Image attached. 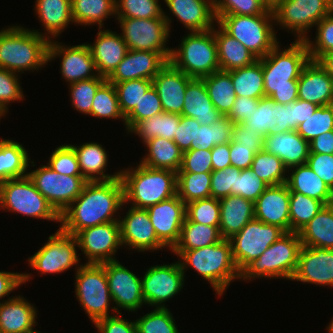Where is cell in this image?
I'll return each mask as SVG.
<instances>
[{"label":"cell","instance_id":"6da1fadb","mask_svg":"<svg viewBox=\"0 0 333 333\" xmlns=\"http://www.w3.org/2000/svg\"><path fill=\"white\" fill-rule=\"evenodd\" d=\"M120 178L87 182L82 193L61 213L59 228L73 236L96 225L119 221L117 211L124 207Z\"/></svg>","mask_w":333,"mask_h":333},{"label":"cell","instance_id":"7a4b0ae2","mask_svg":"<svg viewBox=\"0 0 333 333\" xmlns=\"http://www.w3.org/2000/svg\"><path fill=\"white\" fill-rule=\"evenodd\" d=\"M279 44L259 60L262 63L265 96L277 103L288 104L298 99V78L310 55L304 40H294L284 50Z\"/></svg>","mask_w":333,"mask_h":333},{"label":"cell","instance_id":"3957f363","mask_svg":"<svg viewBox=\"0 0 333 333\" xmlns=\"http://www.w3.org/2000/svg\"><path fill=\"white\" fill-rule=\"evenodd\" d=\"M44 31L12 25L0 30V68L16 74L39 71L48 65L49 40Z\"/></svg>","mask_w":333,"mask_h":333},{"label":"cell","instance_id":"277c9868","mask_svg":"<svg viewBox=\"0 0 333 333\" xmlns=\"http://www.w3.org/2000/svg\"><path fill=\"white\" fill-rule=\"evenodd\" d=\"M171 253L178 256L184 273L188 267L193 268L220 297L232 281L240 279V271L233 261L231 243L227 239L199 249L171 250Z\"/></svg>","mask_w":333,"mask_h":333},{"label":"cell","instance_id":"5b68a950","mask_svg":"<svg viewBox=\"0 0 333 333\" xmlns=\"http://www.w3.org/2000/svg\"><path fill=\"white\" fill-rule=\"evenodd\" d=\"M124 203L146 209L177 195V173L146 167L141 163L135 167L120 169Z\"/></svg>","mask_w":333,"mask_h":333},{"label":"cell","instance_id":"8992f818","mask_svg":"<svg viewBox=\"0 0 333 333\" xmlns=\"http://www.w3.org/2000/svg\"><path fill=\"white\" fill-rule=\"evenodd\" d=\"M301 247L299 233L286 232L240 272V280L244 282L253 281L255 278L291 280L297 268Z\"/></svg>","mask_w":333,"mask_h":333},{"label":"cell","instance_id":"52a82bcc","mask_svg":"<svg viewBox=\"0 0 333 333\" xmlns=\"http://www.w3.org/2000/svg\"><path fill=\"white\" fill-rule=\"evenodd\" d=\"M185 35L179 47L171 49L169 62L191 78L201 79L220 71L213 28Z\"/></svg>","mask_w":333,"mask_h":333},{"label":"cell","instance_id":"ba28073f","mask_svg":"<svg viewBox=\"0 0 333 333\" xmlns=\"http://www.w3.org/2000/svg\"><path fill=\"white\" fill-rule=\"evenodd\" d=\"M217 23L258 59L265 57L280 42L270 8L260 15H221Z\"/></svg>","mask_w":333,"mask_h":333},{"label":"cell","instance_id":"9c48e42d","mask_svg":"<svg viewBox=\"0 0 333 333\" xmlns=\"http://www.w3.org/2000/svg\"><path fill=\"white\" fill-rule=\"evenodd\" d=\"M0 209L60 223V215L27 176L0 182Z\"/></svg>","mask_w":333,"mask_h":333},{"label":"cell","instance_id":"30bf717a","mask_svg":"<svg viewBox=\"0 0 333 333\" xmlns=\"http://www.w3.org/2000/svg\"><path fill=\"white\" fill-rule=\"evenodd\" d=\"M75 272L76 300L90 321L94 324L101 318L115 315L109 311L113 301L104 266L84 263Z\"/></svg>","mask_w":333,"mask_h":333},{"label":"cell","instance_id":"8fae6325","mask_svg":"<svg viewBox=\"0 0 333 333\" xmlns=\"http://www.w3.org/2000/svg\"><path fill=\"white\" fill-rule=\"evenodd\" d=\"M272 11L277 27L291 31L296 40H305L310 29L333 11V5L328 0H283Z\"/></svg>","mask_w":333,"mask_h":333},{"label":"cell","instance_id":"7c38bea8","mask_svg":"<svg viewBox=\"0 0 333 333\" xmlns=\"http://www.w3.org/2000/svg\"><path fill=\"white\" fill-rule=\"evenodd\" d=\"M164 17L152 19L143 18H115L118 20L120 35L127 48L131 50H144L154 52H171L166 46L171 32V19L163 10Z\"/></svg>","mask_w":333,"mask_h":333},{"label":"cell","instance_id":"4fadbf2b","mask_svg":"<svg viewBox=\"0 0 333 333\" xmlns=\"http://www.w3.org/2000/svg\"><path fill=\"white\" fill-rule=\"evenodd\" d=\"M46 242L34 255L28 258V266L31 269L38 271L42 276L44 274H60L73 266L75 271L80 268L82 264H80L81 259L77 254L79 248L75 236L59 228L48 237Z\"/></svg>","mask_w":333,"mask_h":333},{"label":"cell","instance_id":"5bb4252c","mask_svg":"<svg viewBox=\"0 0 333 333\" xmlns=\"http://www.w3.org/2000/svg\"><path fill=\"white\" fill-rule=\"evenodd\" d=\"M285 233L277 225L263 223L255 218L249 221L237 234L228 239L237 269L241 272Z\"/></svg>","mask_w":333,"mask_h":333},{"label":"cell","instance_id":"9a60e30c","mask_svg":"<svg viewBox=\"0 0 333 333\" xmlns=\"http://www.w3.org/2000/svg\"><path fill=\"white\" fill-rule=\"evenodd\" d=\"M27 175L59 215L82 193L88 182L83 176L61 175L47 165L36 167Z\"/></svg>","mask_w":333,"mask_h":333},{"label":"cell","instance_id":"2e32d148","mask_svg":"<svg viewBox=\"0 0 333 333\" xmlns=\"http://www.w3.org/2000/svg\"><path fill=\"white\" fill-rule=\"evenodd\" d=\"M185 275L179 261L146 269L143 277L141 276L145 305L167 308L166 302L183 289Z\"/></svg>","mask_w":333,"mask_h":333},{"label":"cell","instance_id":"e0dca14e","mask_svg":"<svg viewBox=\"0 0 333 333\" xmlns=\"http://www.w3.org/2000/svg\"><path fill=\"white\" fill-rule=\"evenodd\" d=\"M101 264L107 275L112 305H115L110 307V311L116 312V314L121 313V310L135 313L141 309L145 305L142 295V279L118 260Z\"/></svg>","mask_w":333,"mask_h":333},{"label":"cell","instance_id":"ac0fdd59","mask_svg":"<svg viewBox=\"0 0 333 333\" xmlns=\"http://www.w3.org/2000/svg\"><path fill=\"white\" fill-rule=\"evenodd\" d=\"M75 237L78 248L88 259L86 263L101 264L115 261L116 252L120 246L122 247L119 221L83 229Z\"/></svg>","mask_w":333,"mask_h":333},{"label":"cell","instance_id":"d6986e66","mask_svg":"<svg viewBox=\"0 0 333 333\" xmlns=\"http://www.w3.org/2000/svg\"><path fill=\"white\" fill-rule=\"evenodd\" d=\"M61 57L60 73L68 84L101 77L87 43L69 46L56 40L48 45V62Z\"/></svg>","mask_w":333,"mask_h":333},{"label":"cell","instance_id":"ffe728a7","mask_svg":"<svg viewBox=\"0 0 333 333\" xmlns=\"http://www.w3.org/2000/svg\"><path fill=\"white\" fill-rule=\"evenodd\" d=\"M125 216L119 214L122 247L139 252L157 251L166 247L158 240L146 209L130 206Z\"/></svg>","mask_w":333,"mask_h":333},{"label":"cell","instance_id":"44dd1931","mask_svg":"<svg viewBox=\"0 0 333 333\" xmlns=\"http://www.w3.org/2000/svg\"><path fill=\"white\" fill-rule=\"evenodd\" d=\"M158 240L170 251L180 238L186 218V204L175 195L146 208Z\"/></svg>","mask_w":333,"mask_h":333},{"label":"cell","instance_id":"7402d4cb","mask_svg":"<svg viewBox=\"0 0 333 333\" xmlns=\"http://www.w3.org/2000/svg\"><path fill=\"white\" fill-rule=\"evenodd\" d=\"M171 52H154L129 49L112 74L106 79L109 83L126 80H152L169 62Z\"/></svg>","mask_w":333,"mask_h":333},{"label":"cell","instance_id":"603a6c76","mask_svg":"<svg viewBox=\"0 0 333 333\" xmlns=\"http://www.w3.org/2000/svg\"><path fill=\"white\" fill-rule=\"evenodd\" d=\"M291 281L333 288V249L302 246Z\"/></svg>","mask_w":333,"mask_h":333},{"label":"cell","instance_id":"cb8c5ba5","mask_svg":"<svg viewBox=\"0 0 333 333\" xmlns=\"http://www.w3.org/2000/svg\"><path fill=\"white\" fill-rule=\"evenodd\" d=\"M289 202L290 190L285 183L270 185L254 202L255 219L290 232Z\"/></svg>","mask_w":333,"mask_h":333},{"label":"cell","instance_id":"d4e9b609","mask_svg":"<svg viewBox=\"0 0 333 333\" xmlns=\"http://www.w3.org/2000/svg\"><path fill=\"white\" fill-rule=\"evenodd\" d=\"M192 79L170 62L157 73L152 85L159 95L163 112L182 113L187 85Z\"/></svg>","mask_w":333,"mask_h":333},{"label":"cell","instance_id":"484cf974","mask_svg":"<svg viewBox=\"0 0 333 333\" xmlns=\"http://www.w3.org/2000/svg\"><path fill=\"white\" fill-rule=\"evenodd\" d=\"M97 37L94 43L87 42L98 74L108 78L123 60L127 51V45L120 33L110 29L98 28Z\"/></svg>","mask_w":333,"mask_h":333},{"label":"cell","instance_id":"4316f807","mask_svg":"<svg viewBox=\"0 0 333 333\" xmlns=\"http://www.w3.org/2000/svg\"><path fill=\"white\" fill-rule=\"evenodd\" d=\"M298 99L318 106L333 104V79L317 60H309L298 78Z\"/></svg>","mask_w":333,"mask_h":333},{"label":"cell","instance_id":"83f0119b","mask_svg":"<svg viewBox=\"0 0 333 333\" xmlns=\"http://www.w3.org/2000/svg\"><path fill=\"white\" fill-rule=\"evenodd\" d=\"M263 150L276 155L289 169L293 166L306 164L310 146L296 130L285 133H270L264 137Z\"/></svg>","mask_w":333,"mask_h":333},{"label":"cell","instance_id":"f1b7e54d","mask_svg":"<svg viewBox=\"0 0 333 333\" xmlns=\"http://www.w3.org/2000/svg\"><path fill=\"white\" fill-rule=\"evenodd\" d=\"M164 4L189 32L208 31L217 22L214 7L205 0H164Z\"/></svg>","mask_w":333,"mask_h":333},{"label":"cell","instance_id":"f546056e","mask_svg":"<svg viewBox=\"0 0 333 333\" xmlns=\"http://www.w3.org/2000/svg\"><path fill=\"white\" fill-rule=\"evenodd\" d=\"M38 310L21 295L0 303V333H27L34 330Z\"/></svg>","mask_w":333,"mask_h":333},{"label":"cell","instance_id":"4dcf8cb0","mask_svg":"<svg viewBox=\"0 0 333 333\" xmlns=\"http://www.w3.org/2000/svg\"><path fill=\"white\" fill-rule=\"evenodd\" d=\"M219 230L223 239H230L255 218L254 202L239 195L219 199Z\"/></svg>","mask_w":333,"mask_h":333},{"label":"cell","instance_id":"1f68e13d","mask_svg":"<svg viewBox=\"0 0 333 333\" xmlns=\"http://www.w3.org/2000/svg\"><path fill=\"white\" fill-rule=\"evenodd\" d=\"M75 151L82 176L88 182L109 181L120 178V171L106 174L108 157L105 148L97 142H84L82 145L69 144Z\"/></svg>","mask_w":333,"mask_h":333},{"label":"cell","instance_id":"d6a6232c","mask_svg":"<svg viewBox=\"0 0 333 333\" xmlns=\"http://www.w3.org/2000/svg\"><path fill=\"white\" fill-rule=\"evenodd\" d=\"M35 15L44 27L42 35L56 39L69 24H74L71 0H35Z\"/></svg>","mask_w":333,"mask_h":333},{"label":"cell","instance_id":"836d02e7","mask_svg":"<svg viewBox=\"0 0 333 333\" xmlns=\"http://www.w3.org/2000/svg\"><path fill=\"white\" fill-rule=\"evenodd\" d=\"M180 115L194 118L201 125H212L223 116L210 100L204 81L197 78L187 85Z\"/></svg>","mask_w":333,"mask_h":333},{"label":"cell","instance_id":"e575fe53","mask_svg":"<svg viewBox=\"0 0 333 333\" xmlns=\"http://www.w3.org/2000/svg\"><path fill=\"white\" fill-rule=\"evenodd\" d=\"M218 26L217 29L215 28ZM213 28L221 71H232L253 64L258 58L245 45L229 35L217 22Z\"/></svg>","mask_w":333,"mask_h":333},{"label":"cell","instance_id":"d590c367","mask_svg":"<svg viewBox=\"0 0 333 333\" xmlns=\"http://www.w3.org/2000/svg\"><path fill=\"white\" fill-rule=\"evenodd\" d=\"M286 185L290 192H298L328 205L331 189L307 164L293 166L287 170ZM290 173V174H289Z\"/></svg>","mask_w":333,"mask_h":333},{"label":"cell","instance_id":"8d00e7d4","mask_svg":"<svg viewBox=\"0 0 333 333\" xmlns=\"http://www.w3.org/2000/svg\"><path fill=\"white\" fill-rule=\"evenodd\" d=\"M144 147H147V150L146 155L140 159L139 163L142 165L175 173L180 170L183 152L173 140L155 137L144 143Z\"/></svg>","mask_w":333,"mask_h":333},{"label":"cell","instance_id":"74e56055","mask_svg":"<svg viewBox=\"0 0 333 333\" xmlns=\"http://www.w3.org/2000/svg\"><path fill=\"white\" fill-rule=\"evenodd\" d=\"M30 163L35 166L20 142L0 138V182L27 176Z\"/></svg>","mask_w":333,"mask_h":333},{"label":"cell","instance_id":"f35d334b","mask_svg":"<svg viewBox=\"0 0 333 333\" xmlns=\"http://www.w3.org/2000/svg\"><path fill=\"white\" fill-rule=\"evenodd\" d=\"M298 233L302 246L333 249V208L323 206Z\"/></svg>","mask_w":333,"mask_h":333},{"label":"cell","instance_id":"ab89813d","mask_svg":"<svg viewBox=\"0 0 333 333\" xmlns=\"http://www.w3.org/2000/svg\"><path fill=\"white\" fill-rule=\"evenodd\" d=\"M71 7L73 22L78 26L96 24L103 29V21L111 16L116 17L115 0H71Z\"/></svg>","mask_w":333,"mask_h":333},{"label":"cell","instance_id":"60d3db41","mask_svg":"<svg viewBox=\"0 0 333 333\" xmlns=\"http://www.w3.org/2000/svg\"><path fill=\"white\" fill-rule=\"evenodd\" d=\"M180 123V114L162 112L137 122L127 133L137 135L144 143L155 137L173 140Z\"/></svg>","mask_w":333,"mask_h":333},{"label":"cell","instance_id":"b9f144b4","mask_svg":"<svg viewBox=\"0 0 333 333\" xmlns=\"http://www.w3.org/2000/svg\"><path fill=\"white\" fill-rule=\"evenodd\" d=\"M228 73L231 75L236 96L254 99L265 97L262 63L259 59L249 66Z\"/></svg>","mask_w":333,"mask_h":333},{"label":"cell","instance_id":"7bdbcfd3","mask_svg":"<svg viewBox=\"0 0 333 333\" xmlns=\"http://www.w3.org/2000/svg\"><path fill=\"white\" fill-rule=\"evenodd\" d=\"M223 240L219 226H209L200 223L185 221L181 228L180 238L172 250L199 249Z\"/></svg>","mask_w":333,"mask_h":333},{"label":"cell","instance_id":"ee69618b","mask_svg":"<svg viewBox=\"0 0 333 333\" xmlns=\"http://www.w3.org/2000/svg\"><path fill=\"white\" fill-rule=\"evenodd\" d=\"M201 79L204 81L214 107L223 116H227L236 100L231 75L220 70Z\"/></svg>","mask_w":333,"mask_h":333},{"label":"cell","instance_id":"f6af8a7d","mask_svg":"<svg viewBox=\"0 0 333 333\" xmlns=\"http://www.w3.org/2000/svg\"><path fill=\"white\" fill-rule=\"evenodd\" d=\"M211 173H177V195L185 204L211 197Z\"/></svg>","mask_w":333,"mask_h":333},{"label":"cell","instance_id":"bcb514c9","mask_svg":"<svg viewBox=\"0 0 333 333\" xmlns=\"http://www.w3.org/2000/svg\"><path fill=\"white\" fill-rule=\"evenodd\" d=\"M325 206L321 201L298 192H290V232H299Z\"/></svg>","mask_w":333,"mask_h":333},{"label":"cell","instance_id":"7dc6e473","mask_svg":"<svg viewBox=\"0 0 333 333\" xmlns=\"http://www.w3.org/2000/svg\"><path fill=\"white\" fill-rule=\"evenodd\" d=\"M90 116L97 119H121L125 125V117L120 110L118 95L114 84L106 80L98 88L92 101Z\"/></svg>","mask_w":333,"mask_h":333},{"label":"cell","instance_id":"c3c4849f","mask_svg":"<svg viewBox=\"0 0 333 333\" xmlns=\"http://www.w3.org/2000/svg\"><path fill=\"white\" fill-rule=\"evenodd\" d=\"M250 169L269 186L286 183L288 169L282 160L263 149L255 153Z\"/></svg>","mask_w":333,"mask_h":333},{"label":"cell","instance_id":"681fc988","mask_svg":"<svg viewBox=\"0 0 333 333\" xmlns=\"http://www.w3.org/2000/svg\"><path fill=\"white\" fill-rule=\"evenodd\" d=\"M233 126L234 123L227 116L220 117L212 125H200L196 135L198 149L211 150L216 145L230 143Z\"/></svg>","mask_w":333,"mask_h":333},{"label":"cell","instance_id":"f907efd6","mask_svg":"<svg viewBox=\"0 0 333 333\" xmlns=\"http://www.w3.org/2000/svg\"><path fill=\"white\" fill-rule=\"evenodd\" d=\"M277 102L270 97H262L258 101L249 118L244 122L250 129L266 137L275 132L277 124Z\"/></svg>","mask_w":333,"mask_h":333},{"label":"cell","instance_id":"816d5d0a","mask_svg":"<svg viewBox=\"0 0 333 333\" xmlns=\"http://www.w3.org/2000/svg\"><path fill=\"white\" fill-rule=\"evenodd\" d=\"M137 333H180L169 308H155L135 320Z\"/></svg>","mask_w":333,"mask_h":333},{"label":"cell","instance_id":"f5cc1de1","mask_svg":"<svg viewBox=\"0 0 333 333\" xmlns=\"http://www.w3.org/2000/svg\"><path fill=\"white\" fill-rule=\"evenodd\" d=\"M106 81L104 77H94L68 84L70 92V102L74 110L82 115H90L92 101L98 88Z\"/></svg>","mask_w":333,"mask_h":333},{"label":"cell","instance_id":"db71d44e","mask_svg":"<svg viewBox=\"0 0 333 333\" xmlns=\"http://www.w3.org/2000/svg\"><path fill=\"white\" fill-rule=\"evenodd\" d=\"M116 18L164 17L159 0H115Z\"/></svg>","mask_w":333,"mask_h":333},{"label":"cell","instance_id":"11a10c76","mask_svg":"<svg viewBox=\"0 0 333 333\" xmlns=\"http://www.w3.org/2000/svg\"><path fill=\"white\" fill-rule=\"evenodd\" d=\"M112 84L117 91L120 110L126 117L152 86V80L133 79Z\"/></svg>","mask_w":333,"mask_h":333},{"label":"cell","instance_id":"9f6ffc18","mask_svg":"<svg viewBox=\"0 0 333 333\" xmlns=\"http://www.w3.org/2000/svg\"><path fill=\"white\" fill-rule=\"evenodd\" d=\"M333 130V104L319 106L296 131L308 142L324 132Z\"/></svg>","mask_w":333,"mask_h":333},{"label":"cell","instance_id":"6f0895ef","mask_svg":"<svg viewBox=\"0 0 333 333\" xmlns=\"http://www.w3.org/2000/svg\"><path fill=\"white\" fill-rule=\"evenodd\" d=\"M189 221L209 226H219L220 202L213 197L191 201L186 204Z\"/></svg>","mask_w":333,"mask_h":333},{"label":"cell","instance_id":"680465c9","mask_svg":"<svg viewBox=\"0 0 333 333\" xmlns=\"http://www.w3.org/2000/svg\"><path fill=\"white\" fill-rule=\"evenodd\" d=\"M314 42L308 36L304 41L311 60H317L324 53L333 50V11L316 24Z\"/></svg>","mask_w":333,"mask_h":333},{"label":"cell","instance_id":"91938a15","mask_svg":"<svg viewBox=\"0 0 333 333\" xmlns=\"http://www.w3.org/2000/svg\"><path fill=\"white\" fill-rule=\"evenodd\" d=\"M163 112L162 103L153 85L145 92L134 109L125 117L128 132L137 122Z\"/></svg>","mask_w":333,"mask_h":333},{"label":"cell","instance_id":"94428289","mask_svg":"<svg viewBox=\"0 0 333 333\" xmlns=\"http://www.w3.org/2000/svg\"><path fill=\"white\" fill-rule=\"evenodd\" d=\"M47 166L61 175L82 176L77 155L69 145H60L51 153Z\"/></svg>","mask_w":333,"mask_h":333},{"label":"cell","instance_id":"6125c7cd","mask_svg":"<svg viewBox=\"0 0 333 333\" xmlns=\"http://www.w3.org/2000/svg\"><path fill=\"white\" fill-rule=\"evenodd\" d=\"M16 73L0 68V114L5 117L12 102L23 101L24 92Z\"/></svg>","mask_w":333,"mask_h":333},{"label":"cell","instance_id":"be15d7a7","mask_svg":"<svg viewBox=\"0 0 333 333\" xmlns=\"http://www.w3.org/2000/svg\"><path fill=\"white\" fill-rule=\"evenodd\" d=\"M268 9L262 0H219L214 13L218 19L221 15H260Z\"/></svg>","mask_w":333,"mask_h":333},{"label":"cell","instance_id":"e7e4bbea","mask_svg":"<svg viewBox=\"0 0 333 333\" xmlns=\"http://www.w3.org/2000/svg\"><path fill=\"white\" fill-rule=\"evenodd\" d=\"M268 186L250 168L242 169L236 174L235 195L255 202Z\"/></svg>","mask_w":333,"mask_h":333},{"label":"cell","instance_id":"03108f58","mask_svg":"<svg viewBox=\"0 0 333 333\" xmlns=\"http://www.w3.org/2000/svg\"><path fill=\"white\" fill-rule=\"evenodd\" d=\"M236 174H241V169L228 166L223 170L211 172V197L215 199L235 195Z\"/></svg>","mask_w":333,"mask_h":333},{"label":"cell","instance_id":"003e7915","mask_svg":"<svg viewBox=\"0 0 333 333\" xmlns=\"http://www.w3.org/2000/svg\"><path fill=\"white\" fill-rule=\"evenodd\" d=\"M211 150H188L183 152L182 165L177 173H211Z\"/></svg>","mask_w":333,"mask_h":333},{"label":"cell","instance_id":"a7ac6f4b","mask_svg":"<svg viewBox=\"0 0 333 333\" xmlns=\"http://www.w3.org/2000/svg\"><path fill=\"white\" fill-rule=\"evenodd\" d=\"M200 123L194 118L180 115V123L174 134L173 141L178 145L182 152L198 149L196 145L197 127Z\"/></svg>","mask_w":333,"mask_h":333},{"label":"cell","instance_id":"89a4df30","mask_svg":"<svg viewBox=\"0 0 333 333\" xmlns=\"http://www.w3.org/2000/svg\"><path fill=\"white\" fill-rule=\"evenodd\" d=\"M306 164L333 190V154L309 153Z\"/></svg>","mask_w":333,"mask_h":333},{"label":"cell","instance_id":"2644e50d","mask_svg":"<svg viewBox=\"0 0 333 333\" xmlns=\"http://www.w3.org/2000/svg\"><path fill=\"white\" fill-rule=\"evenodd\" d=\"M94 325L98 333H137L135 320L123 319L121 313L101 318Z\"/></svg>","mask_w":333,"mask_h":333},{"label":"cell","instance_id":"8c879c8a","mask_svg":"<svg viewBox=\"0 0 333 333\" xmlns=\"http://www.w3.org/2000/svg\"><path fill=\"white\" fill-rule=\"evenodd\" d=\"M232 141L239 146L250 147L255 153L263 149L264 136L250 129L245 123L234 124L232 130Z\"/></svg>","mask_w":333,"mask_h":333},{"label":"cell","instance_id":"753ad0ef","mask_svg":"<svg viewBox=\"0 0 333 333\" xmlns=\"http://www.w3.org/2000/svg\"><path fill=\"white\" fill-rule=\"evenodd\" d=\"M31 274L29 273H18V272H6L0 271V303L4 301L5 296L15 291L16 288H20L21 285L26 284L32 280ZM3 299V300H2Z\"/></svg>","mask_w":333,"mask_h":333},{"label":"cell","instance_id":"34e18365","mask_svg":"<svg viewBox=\"0 0 333 333\" xmlns=\"http://www.w3.org/2000/svg\"><path fill=\"white\" fill-rule=\"evenodd\" d=\"M258 101L259 99L236 96V100L227 117L234 124L244 123L249 118L254 108H257Z\"/></svg>","mask_w":333,"mask_h":333},{"label":"cell","instance_id":"11e5206c","mask_svg":"<svg viewBox=\"0 0 333 333\" xmlns=\"http://www.w3.org/2000/svg\"><path fill=\"white\" fill-rule=\"evenodd\" d=\"M231 166L238 169H248L254 160L255 152L250 147L239 146L238 143H229Z\"/></svg>","mask_w":333,"mask_h":333},{"label":"cell","instance_id":"2a66077c","mask_svg":"<svg viewBox=\"0 0 333 333\" xmlns=\"http://www.w3.org/2000/svg\"><path fill=\"white\" fill-rule=\"evenodd\" d=\"M277 124L274 133H285L296 130L294 122V102L288 104L277 103Z\"/></svg>","mask_w":333,"mask_h":333},{"label":"cell","instance_id":"b9fcfbb0","mask_svg":"<svg viewBox=\"0 0 333 333\" xmlns=\"http://www.w3.org/2000/svg\"><path fill=\"white\" fill-rule=\"evenodd\" d=\"M211 153L212 171L223 170L231 166L229 143L214 146Z\"/></svg>","mask_w":333,"mask_h":333},{"label":"cell","instance_id":"09005b40","mask_svg":"<svg viewBox=\"0 0 333 333\" xmlns=\"http://www.w3.org/2000/svg\"><path fill=\"white\" fill-rule=\"evenodd\" d=\"M310 152L333 154V130L324 132L309 142Z\"/></svg>","mask_w":333,"mask_h":333},{"label":"cell","instance_id":"979ff035","mask_svg":"<svg viewBox=\"0 0 333 333\" xmlns=\"http://www.w3.org/2000/svg\"><path fill=\"white\" fill-rule=\"evenodd\" d=\"M319 106L304 101L301 99H297L294 101V122L298 126L299 124L303 123L308 119L312 114L317 110Z\"/></svg>","mask_w":333,"mask_h":333},{"label":"cell","instance_id":"deb4b68c","mask_svg":"<svg viewBox=\"0 0 333 333\" xmlns=\"http://www.w3.org/2000/svg\"><path fill=\"white\" fill-rule=\"evenodd\" d=\"M317 61L333 79V52L324 53Z\"/></svg>","mask_w":333,"mask_h":333},{"label":"cell","instance_id":"67dfc351","mask_svg":"<svg viewBox=\"0 0 333 333\" xmlns=\"http://www.w3.org/2000/svg\"><path fill=\"white\" fill-rule=\"evenodd\" d=\"M270 9H273L278 3L283 0H262Z\"/></svg>","mask_w":333,"mask_h":333},{"label":"cell","instance_id":"b62a3aed","mask_svg":"<svg viewBox=\"0 0 333 333\" xmlns=\"http://www.w3.org/2000/svg\"><path fill=\"white\" fill-rule=\"evenodd\" d=\"M326 330L328 331L327 333H333V319H331L330 323L327 325Z\"/></svg>","mask_w":333,"mask_h":333},{"label":"cell","instance_id":"603ad722","mask_svg":"<svg viewBox=\"0 0 333 333\" xmlns=\"http://www.w3.org/2000/svg\"><path fill=\"white\" fill-rule=\"evenodd\" d=\"M205 1H207L214 8L217 6V4L219 2V0H205Z\"/></svg>","mask_w":333,"mask_h":333},{"label":"cell","instance_id":"5803f987","mask_svg":"<svg viewBox=\"0 0 333 333\" xmlns=\"http://www.w3.org/2000/svg\"><path fill=\"white\" fill-rule=\"evenodd\" d=\"M329 205L333 208V190H331V198H330Z\"/></svg>","mask_w":333,"mask_h":333}]
</instances>
